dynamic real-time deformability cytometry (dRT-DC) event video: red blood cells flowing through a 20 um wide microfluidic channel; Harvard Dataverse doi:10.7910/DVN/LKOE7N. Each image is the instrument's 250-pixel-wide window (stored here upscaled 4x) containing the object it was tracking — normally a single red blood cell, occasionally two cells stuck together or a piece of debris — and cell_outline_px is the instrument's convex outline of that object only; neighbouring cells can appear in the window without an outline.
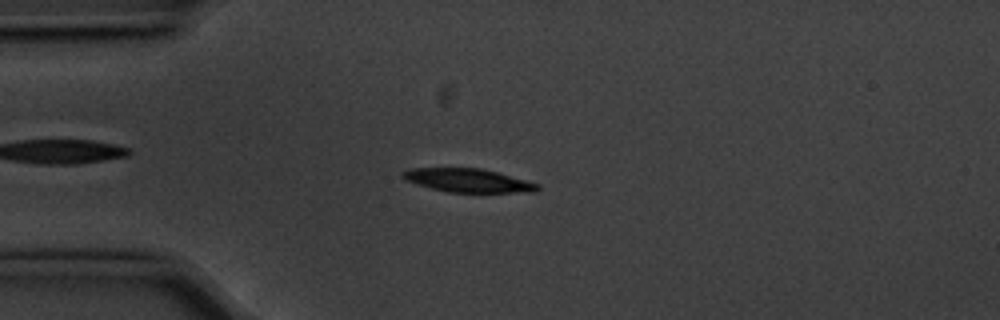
{"species": "common noctule bat (a hibernating species)", "species_latin": "Nyctalus noctula", "temperature_condition": "cold", "stored_images_in_passage": 44, "camera_frame_rate_fps": 3000, "um_per_image_px": 0.085, "animal": {"sex": "male", "body_mass_g": 20.1, "forearm_length_mm": 53.5}, "frame": {"image": 1, "passage_image": 2, "time_ms": 0.333, "image_size_px": [1000, 320], "cell_outline_px": [[540, 188], [536, 192], [448, 192], [432, 188], [404, 180], [400, 176], [400, 172], [412, 168], [480, 168], [496, 172], [540, 184]], "centroid_in_image_um": [39.76, 15.33], "position_along_channel_um": 45.2, "area_um2": 18.38}}
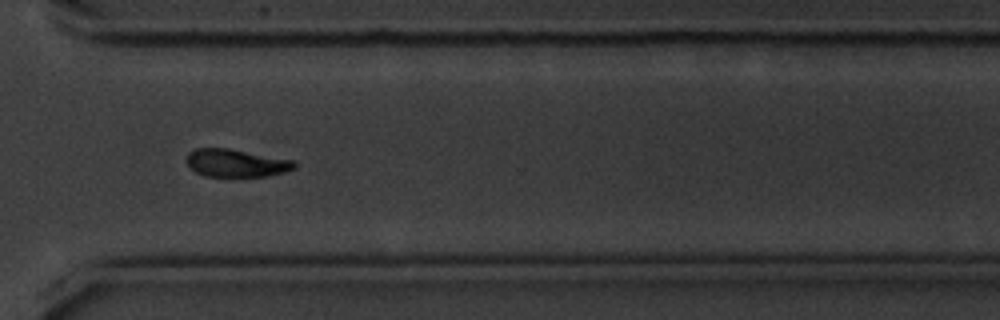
{"frame": {"image": 2, "passage_image": 29, "time_ms": 9.333, "image_size_px": [1000, 320], "cell_outline_px": [[296, 168], [284, 172], [264, 176], [204, 176], [196, 172], [188, 164], [188, 152], [196, 148], [228, 148], [296, 160]], "centroid_in_image_um": [20.11, 13.85], "position_along_channel_um": 350.5, "area_um2": 17.4}}
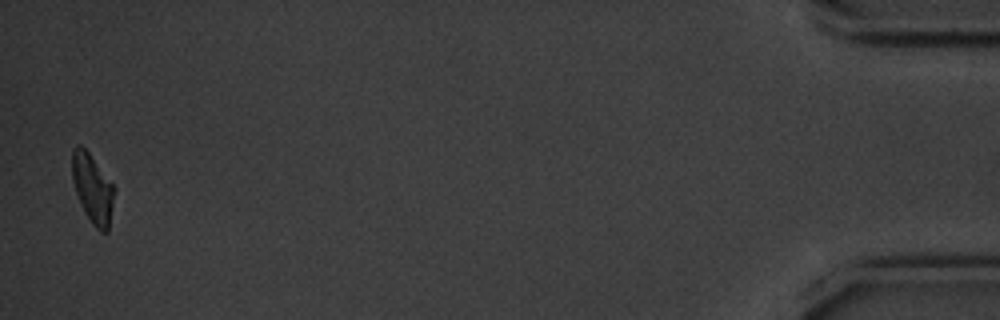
{"frame": {"image": 3, "passage_image": 43, "time_ms": 14.0, "image_size_px": [1000, 320], "cell_outline_px": [[116, 188], [108, 232], [100, 232], [92, 224], [84, 212], [80, 204], [72, 180], [72, 148], [76, 144], [80, 144], [88, 152]], "centroid_in_image_um": [7.87, 16.04], "position_along_channel_um": 427.3, "area_um2": 17.11}, "authors_computed_cell_mechanics": {"area_um2": 18.7272, "velocity_mm_per_s": 3.5757, "shape_relaxation_time_tau1_ms": 1.8178, "shape_relaxation_time_tau2_ms": null, "deformation_change_tau1": 0.1165, "deformation_change_tau2": null}}